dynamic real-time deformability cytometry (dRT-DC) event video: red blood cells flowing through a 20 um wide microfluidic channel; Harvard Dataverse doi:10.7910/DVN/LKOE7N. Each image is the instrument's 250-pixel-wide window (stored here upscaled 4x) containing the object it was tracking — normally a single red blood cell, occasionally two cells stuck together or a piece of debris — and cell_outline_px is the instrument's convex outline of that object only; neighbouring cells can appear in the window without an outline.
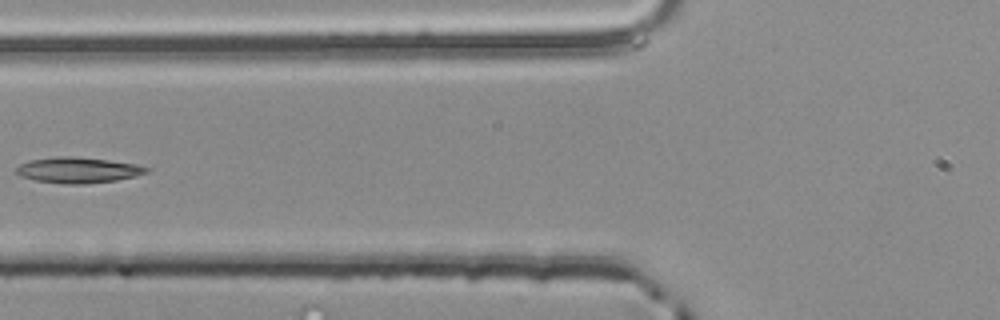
{"species": "common noctule bat (a hibernating species)", "species_latin": "Nyctalus noctula", "temperature_condition": "room temperature", "stored_images_in_passage": 3, "camera_frame_rate_fps": 3000, "um_per_image_px": 0.085, "animal": {"sex": "male", "body_mass_g": 20.4}, "frame": {"image": 1, "passage_image": 3, "time_ms": 0.667, "image_size_px": [1000, 320], "cell_outline_px": [[152, 168], [148, 172], [136, 176], [116, 180], [84, 184], [64, 184], [36, 180], [20, 176], [16, 172], [16, 168], [20, 164], [28, 160], [60, 156], [72, 156], [108, 160], [136, 164]], "centroid_in_image_um": [6.65, 14.46], "position_along_channel_um": 119.2, "area_um2": 19.54}}